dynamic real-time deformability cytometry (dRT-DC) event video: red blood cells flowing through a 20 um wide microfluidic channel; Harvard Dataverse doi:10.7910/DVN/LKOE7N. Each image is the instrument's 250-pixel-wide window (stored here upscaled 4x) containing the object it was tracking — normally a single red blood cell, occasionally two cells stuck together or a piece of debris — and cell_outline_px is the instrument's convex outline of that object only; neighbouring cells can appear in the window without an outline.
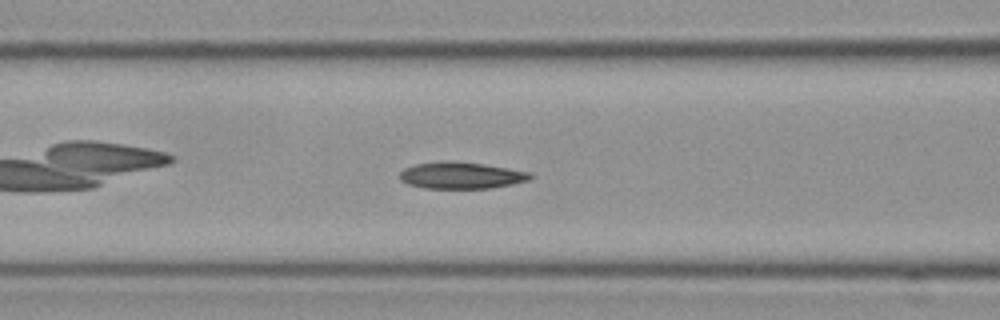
{"species": "Egyptian fruit bat (a non-hibernating species)", "species_latin": "Rousettus aegyptiacus", "temperature_condition": "cold", "stored_images_in_passage": 44, "camera_frame_rate_fps": 3000, "um_per_image_px": 0.085, "frame": {"image": 1, "passage_image": 10, "time_ms": 3.0, "image_size_px": [1000, 320], "cell_outline_px": [[536, 176], [528, 180], [512, 184], [492, 188], [424, 188], [408, 184], [400, 180], [400, 172], [404, 168], [416, 164], [484, 164], [532, 172]], "centroid_in_image_um": [39.28, 14.96], "position_along_channel_um": 127.3, "area_um2": 19.42}}
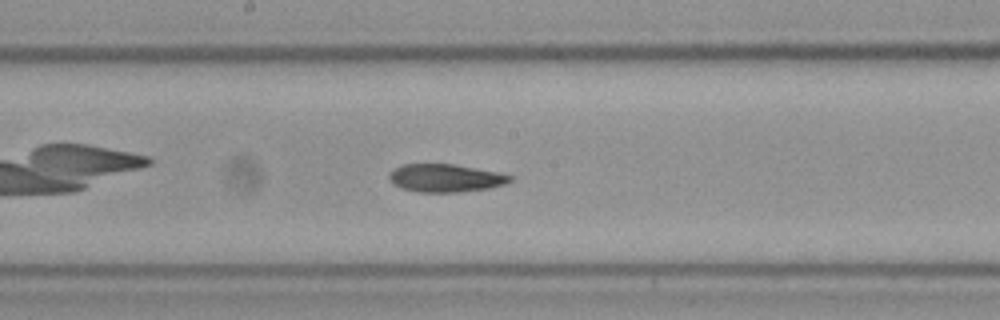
{"frame": {"image": 2, "passage_image": 17, "time_ms": 5.333, "image_size_px": [1000, 320], "cell_outline_px": [[512, 180], [504, 184], [488, 188], [460, 192], [416, 192], [400, 188], [388, 176], [396, 168], [404, 164], [452, 164], [496, 172], [512, 176]], "centroid_in_image_um": [37.86, 15.14], "position_along_channel_um": 210.3, "area_um2": 19.31}}
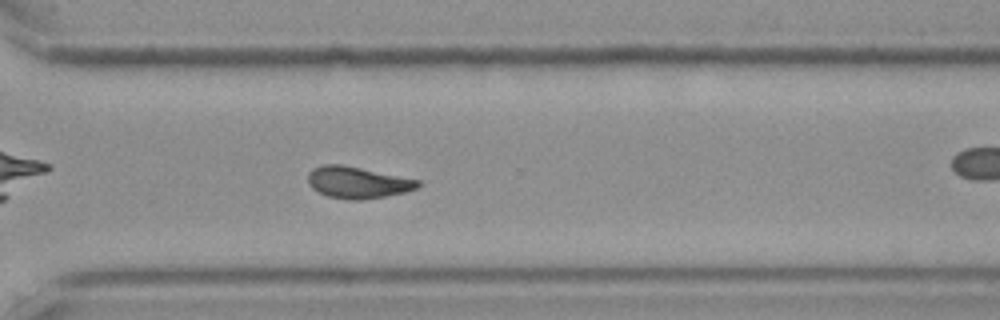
{"frame": {"image": 3, "passage_image": 28, "time_ms": 9.0, "image_size_px": [1000, 320], "cell_outline_px": [[420, 184], [416, 188], [404, 192], [384, 196], [360, 200], [348, 200], [328, 196], [312, 188], [308, 184], [308, 172], [312, 168], [324, 164], [344, 164], [420, 180]], "centroid_in_image_um": [30.36, 15.49], "position_along_channel_um": 340.2, "area_um2": 20.29}, "authors_computed_cell_mechanics": {"area_um2": 19.8254, "velocity_mm_per_s": 3.5576, "shape_relaxation_time_tau1_ms": null, "shape_relaxation_time_tau2_ms": 6.2469, "deformation_change_tau1": null, "deformation_change_tau2": 0.1201}}